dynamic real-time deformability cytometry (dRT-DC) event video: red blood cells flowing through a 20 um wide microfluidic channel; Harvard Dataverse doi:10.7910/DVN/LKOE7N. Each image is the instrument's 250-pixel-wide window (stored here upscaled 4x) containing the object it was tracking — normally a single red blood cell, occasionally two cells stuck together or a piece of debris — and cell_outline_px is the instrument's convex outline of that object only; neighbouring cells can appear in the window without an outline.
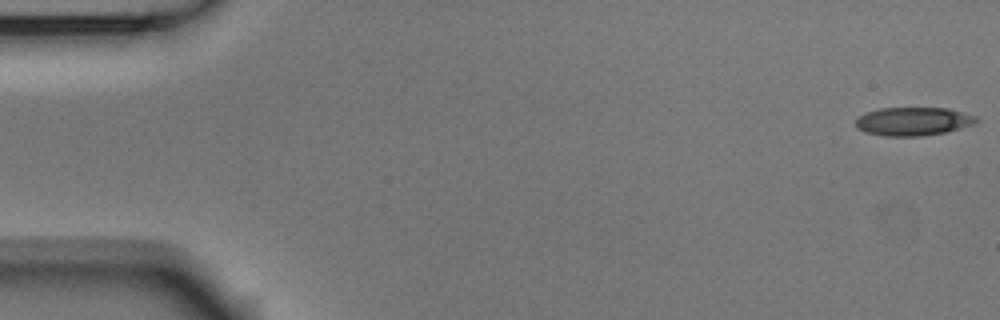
{"species": "Egyptian fruit bat (a non-hibernating species)", "species_latin": "Rousettus aegyptiacus", "temperature_condition": "room temperature", "stored_images_in_passage": 54, "camera_frame_rate_fps": 3000, "um_per_image_px": 0.085, "animal": {"sex": "male"}, "frame": {"image": 1, "passage_image": 1, "time_ms": 0.0, "image_size_px": [1000, 320], "cell_outline_px": [[980, 120], [976, 124], [948, 132], [920, 136], [884, 136], [864, 132], [856, 128], [856, 120], [860, 116], [868, 112], [880, 108], [948, 108], [976, 116]], "centroid_in_image_um": [77.67, 10.32], "position_along_channel_um": 7.3, "area_um2": 20.11}}
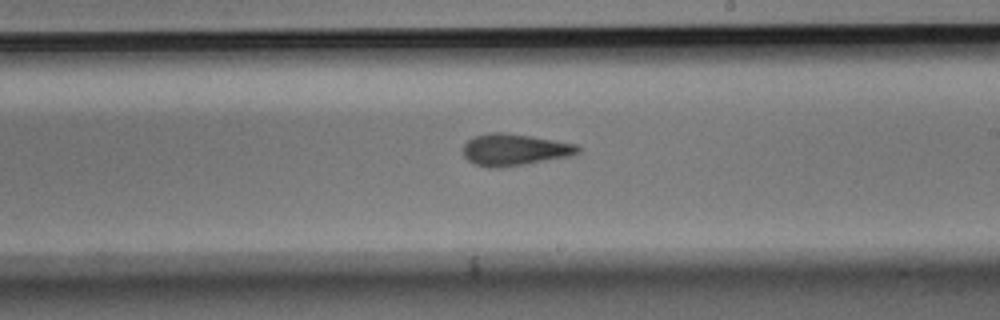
{"frame": {"image": 2, "passage_image": 31, "time_ms": 10.0, "image_size_px": [1000, 320], "cell_outline_px": [[580, 152], [568, 156], [496, 168], [488, 168], [476, 164], [468, 160], [464, 156], [464, 144], [472, 136], [488, 132], [504, 132], [532, 136], [556, 140], [576, 144], [580, 148]], "centroid_in_image_um": [43.69, 12.7], "position_along_channel_um": 245.3, "area_um2": 21.04}}
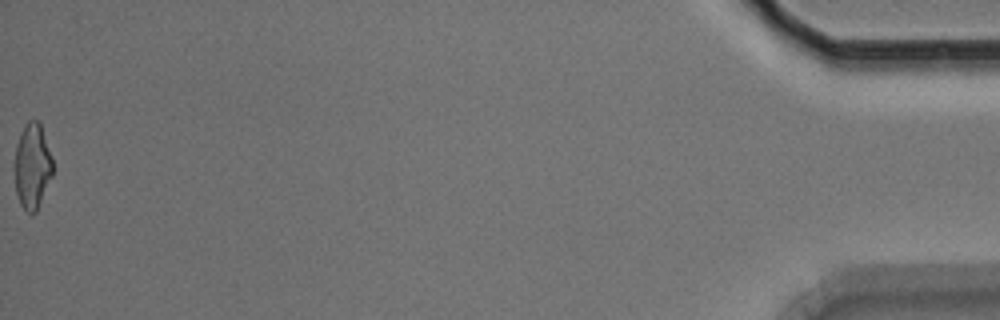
{"frame": {"image": 3, "passage_image": 54, "time_ms": 17.667, "image_size_px": [1000, 320], "cell_outline_px": [[52, 176], [36, 212], [28, 212], [20, 204], [16, 192], [12, 168], [16, 144], [24, 124], [28, 120], [40, 120], [52, 156]], "centroid_in_image_um": [2.72, 14.07], "position_along_channel_um": 432.5, "area_um2": 19.48}, "authors_computed_cell_mechanics": {"area_um2": 20.5479, "velocity_mm_per_s": 3.7518, "shape_relaxation_time_tau1_ms": 5.1109, "shape_relaxation_time_tau2_ms": 2.7046, "deformation_change_tau1": 0.1629, "deformation_change_tau2": 0.1153}}